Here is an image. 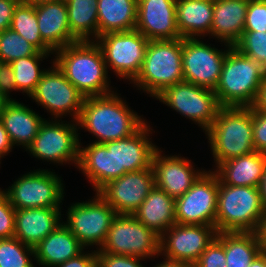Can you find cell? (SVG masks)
I'll use <instances>...</instances> for the list:
<instances>
[{
    "label": "cell",
    "instance_id": "1",
    "mask_svg": "<svg viewBox=\"0 0 266 267\" xmlns=\"http://www.w3.org/2000/svg\"><path fill=\"white\" fill-rule=\"evenodd\" d=\"M117 91L86 97L77 119L78 129L89 132L94 143H107L131 136L145 123Z\"/></svg>",
    "mask_w": 266,
    "mask_h": 267
},
{
    "label": "cell",
    "instance_id": "2",
    "mask_svg": "<svg viewBox=\"0 0 266 267\" xmlns=\"http://www.w3.org/2000/svg\"><path fill=\"white\" fill-rule=\"evenodd\" d=\"M53 63L85 97L113 92L101 48L96 41H77L54 52Z\"/></svg>",
    "mask_w": 266,
    "mask_h": 267
},
{
    "label": "cell",
    "instance_id": "3",
    "mask_svg": "<svg viewBox=\"0 0 266 267\" xmlns=\"http://www.w3.org/2000/svg\"><path fill=\"white\" fill-rule=\"evenodd\" d=\"M214 160V169L226 160L255 151L251 107H221L204 133Z\"/></svg>",
    "mask_w": 266,
    "mask_h": 267
},
{
    "label": "cell",
    "instance_id": "4",
    "mask_svg": "<svg viewBox=\"0 0 266 267\" xmlns=\"http://www.w3.org/2000/svg\"><path fill=\"white\" fill-rule=\"evenodd\" d=\"M266 72L252 58L232 46L222 66L214 92L221 107H250Z\"/></svg>",
    "mask_w": 266,
    "mask_h": 267
},
{
    "label": "cell",
    "instance_id": "5",
    "mask_svg": "<svg viewBox=\"0 0 266 267\" xmlns=\"http://www.w3.org/2000/svg\"><path fill=\"white\" fill-rule=\"evenodd\" d=\"M265 214L258 187L226 185L219 180L217 233H259Z\"/></svg>",
    "mask_w": 266,
    "mask_h": 267
},
{
    "label": "cell",
    "instance_id": "6",
    "mask_svg": "<svg viewBox=\"0 0 266 267\" xmlns=\"http://www.w3.org/2000/svg\"><path fill=\"white\" fill-rule=\"evenodd\" d=\"M181 82H184L182 38L149 41L142 68L131 84L155 98L165 88Z\"/></svg>",
    "mask_w": 266,
    "mask_h": 267
},
{
    "label": "cell",
    "instance_id": "7",
    "mask_svg": "<svg viewBox=\"0 0 266 267\" xmlns=\"http://www.w3.org/2000/svg\"><path fill=\"white\" fill-rule=\"evenodd\" d=\"M77 121L45 119L38 134L25 150L38 160L55 165L71 164L77 168L81 133Z\"/></svg>",
    "mask_w": 266,
    "mask_h": 267
},
{
    "label": "cell",
    "instance_id": "8",
    "mask_svg": "<svg viewBox=\"0 0 266 267\" xmlns=\"http://www.w3.org/2000/svg\"><path fill=\"white\" fill-rule=\"evenodd\" d=\"M62 177L50 169L30 170L6 189H1L15 210L62 207L65 185Z\"/></svg>",
    "mask_w": 266,
    "mask_h": 267
},
{
    "label": "cell",
    "instance_id": "9",
    "mask_svg": "<svg viewBox=\"0 0 266 267\" xmlns=\"http://www.w3.org/2000/svg\"><path fill=\"white\" fill-rule=\"evenodd\" d=\"M66 211V221L62 223L86 249L97 246L96 250L105 243L111 223L117 215L98 192L88 201L73 202Z\"/></svg>",
    "mask_w": 266,
    "mask_h": 267
},
{
    "label": "cell",
    "instance_id": "10",
    "mask_svg": "<svg viewBox=\"0 0 266 267\" xmlns=\"http://www.w3.org/2000/svg\"><path fill=\"white\" fill-rule=\"evenodd\" d=\"M96 252L128 255L145 260L159 258L160 236L133 215L117 214L103 246Z\"/></svg>",
    "mask_w": 266,
    "mask_h": 267
},
{
    "label": "cell",
    "instance_id": "11",
    "mask_svg": "<svg viewBox=\"0 0 266 267\" xmlns=\"http://www.w3.org/2000/svg\"><path fill=\"white\" fill-rule=\"evenodd\" d=\"M102 50L108 70L132 83L138 76L149 40L137 30L110 32L95 40Z\"/></svg>",
    "mask_w": 266,
    "mask_h": 267
},
{
    "label": "cell",
    "instance_id": "12",
    "mask_svg": "<svg viewBox=\"0 0 266 267\" xmlns=\"http://www.w3.org/2000/svg\"><path fill=\"white\" fill-rule=\"evenodd\" d=\"M155 99L191 120L204 133L221 108L214 90L185 81L165 88Z\"/></svg>",
    "mask_w": 266,
    "mask_h": 267
},
{
    "label": "cell",
    "instance_id": "13",
    "mask_svg": "<svg viewBox=\"0 0 266 267\" xmlns=\"http://www.w3.org/2000/svg\"><path fill=\"white\" fill-rule=\"evenodd\" d=\"M50 63L51 66L29 98L47 110L52 119H62L69 115L72 116L70 119L77 121L86 97L67 80L53 59Z\"/></svg>",
    "mask_w": 266,
    "mask_h": 267
},
{
    "label": "cell",
    "instance_id": "14",
    "mask_svg": "<svg viewBox=\"0 0 266 267\" xmlns=\"http://www.w3.org/2000/svg\"><path fill=\"white\" fill-rule=\"evenodd\" d=\"M202 38H182V65L184 81L215 90L229 44L220 42L224 49H218ZM213 45V46H211Z\"/></svg>",
    "mask_w": 266,
    "mask_h": 267
},
{
    "label": "cell",
    "instance_id": "15",
    "mask_svg": "<svg viewBox=\"0 0 266 267\" xmlns=\"http://www.w3.org/2000/svg\"><path fill=\"white\" fill-rule=\"evenodd\" d=\"M218 189V176L211 169L206 170L190 189L175 199L176 223L215 227Z\"/></svg>",
    "mask_w": 266,
    "mask_h": 267
},
{
    "label": "cell",
    "instance_id": "16",
    "mask_svg": "<svg viewBox=\"0 0 266 267\" xmlns=\"http://www.w3.org/2000/svg\"><path fill=\"white\" fill-rule=\"evenodd\" d=\"M217 235L214 226L173 224L160 236V255L195 264Z\"/></svg>",
    "mask_w": 266,
    "mask_h": 267
},
{
    "label": "cell",
    "instance_id": "17",
    "mask_svg": "<svg viewBox=\"0 0 266 267\" xmlns=\"http://www.w3.org/2000/svg\"><path fill=\"white\" fill-rule=\"evenodd\" d=\"M152 167L127 172L109 181L99 191V195L115 210L116 214L132 215L154 188Z\"/></svg>",
    "mask_w": 266,
    "mask_h": 267
},
{
    "label": "cell",
    "instance_id": "18",
    "mask_svg": "<svg viewBox=\"0 0 266 267\" xmlns=\"http://www.w3.org/2000/svg\"><path fill=\"white\" fill-rule=\"evenodd\" d=\"M162 152L159 147L153 155L151 167L155 186L176 199L190 189L206 169L195 168V163L187 157L164 155Z\"/></svg>",
    "mask_w": 266,
    "mask_h": 267
},
{
    "label": "cell",
    "instance_id": "19",
    "mask_svg": "<svg viewBox=\"0 0 266 267\" xmlns=\"http://www.w3.org/2000/svg\"><path fill=\"white\" fill-rule=\"evenodd\" d=\"M175 14L176 0H138L135 30L149 41L182 38Z\"/></svg>",
    "mask_w": 266,
    "mask_h": 267
},
{
    "label": "cell",
    "instance_id": "20",
    "mask_svg": "<svg viewBox=\"0 0 266 267\" xmlns=\"http://www.w3.org/2000/svg\"><path fill=\"white\" fill-rule=\"evenodd\" d=\"M149 124L147 121L131 136L115 140L117 178L152 166L153 155L159 147L150 138L154 129Z\"/></svg>",
    "mask_w": 266,
    "mask_h": 267
},
{
    "label": "cell",
    "instance_id": "21",
    "mask_svg": "<svg viewBox=\"0 0 266 267\" xmlns=\"http://www.w3.org/2000/svg\"><path fill=\"white\" fill-rule=\"evenodd\" d=\"M80 142L78 171L84 174L98 192L109 181L117 178L115 160V141L104 144L91 142L84 145Z\"/></svg>",
    "mask_w": 266,
    "mask_h": 267
},
{
    "label": "cell",
    "instance_id": "22",
    "mask_svg": "<svg viewBox=\"0 0 266 267\" xmlns=\"http://www.w3.org/2000/svg\"><path fill=\"white\" fill-rule=\"evenodd\" d=\"M62 207L18 209L15 212L14 237L35 247L53 232L63 218Z\"/></svg>",
    "mask_w": 266,
    "mask_h": 267
},
{
    "label": "cell",
    "instance_id": "23",
    "mask_svg": "<svg viewBox=\"0 0 266 267\" xmlns=\"http://www.w3.org/2000/svg\"><path fill=\"white\" fill-rule=\"evenodd\" d=\"M34 6L40 36L54 52L78 41L70 31L66 2L51 0Z\"/></svg>",
    "mask_w": 266,
    "mask_h": 267
},
{
    "label": "cell",
    "instance_id": "24",
    "mask_svg": "<svg viewBox=\"0 0 266 267\" xmlns=\"http://www.w3.org/2000/svg\"><path fill=\"white\" fill-rule=\"evenodd\" d=\"M29 105L17 100L6 101L1 114V122L4 125L13 146H22L24 150L32 143L38 134L42 118Z\"/></svg>",
    "mask_w": 266,
    "mask_h": 267
},
{
    "label": "cell",
    "instance_id": "25",
    "mask_svg": "<svg viewBox=\"0 0 266 267\" xmlns=\"http://www.w3.org/2000/svg\"><path fill=\"white\" fill-rule=\"evenodd\" d=\"M249 0H214L210 37L234 46L243 35Z\"/></svg>",
    "mask_w": 266,
    "mask_h": 267
},
{
    "label": "cell",
    "instance_id": "26",
    "mask_svg": "<svg viewBox=\"0 0 266 267\" xmlns=\"http://www.w3.org/2000/svg\"><path fill=\"white\" fill-rule=\"evenodd\" d=\"M266 169L264 153L254 151L220 163L212 171L226 185L259 187Z\"/></svg>",
    "mask_w": 266,
    "mask_h": 267
},
{
    "label": "cell",
    "instance_id": "27",
    "mask_svg": "<svg viewBox=\"0 0 266 267\" xmlns=\"http://www.w3.org/2000/svg\"><path fill=\"white\" fill-rule=\"evenodd\" d=\"M86 248L63 224L47 235L34 247L35 264L40 267H54L78 256Z\"/></svg>",
    "mask_w": 266,
    "mask_h": 267
},
{
    "label": "cell",
    "instance_id": "28",
    "mask_svg": "<svg viewBox=\"0 0 266 267\" xmlns=\"http://www.w3.org/2000/svg\"><path fill=\"white\" fill-rule=\"evenodd\" d=\"M214 0H176V23L182 38H210Z\"/></svg>",
    "mask_w": 266,
    "mask_h": 267
},
{
    "label": "cell",
    "instance_id": "29",
    "mask_svg": "<svg viewBox=\"0 0 266 267\" xmlns=\"http://www.w3.org/2000/svg\"><path fill=\"white\" fill-rule=\"evenodd\" d=\"M132 215L158 236H161L176 223L175 198L154 186Z\"/></svg>",
    "mask_w": 266,
    "mask_h": 267
},
{
    "label": "cell",
    "instance_id": "30",
    "mask_svg": "<svg viewBox=\"0 0 266 267\" xmlns=\"http://www.w3.org/2000/svg\"><path fill=\"white\" fill-rule=\"evenodd\" d=\"M138 0H98V37L135 30Z\"/></svg>",
    "mask_w": 266,
    "mask_h": 267
},
{
    "label": "cell",
    "instance_id": "31",
    "mask_svg": "<svg viewBox=\"0 0 266 267\" xmlns=\"http://www.w3.org/2000/svg\"><path fill=\"white\" fill-rule=\"evenodd\" d=\"M226 267H249L263 250L257 232H223Z\"/></svg>",
    "mask_w": 266,
    "mask_h": 267
},
{
    "label": "cell",
    "instance_id": "32",
    "mask_svg": "<svg viewBox=\"0 0 266 267\" xmlns=\"http://www.w3.org/2000/svg\"><path fill=\"white\" fill-rule=\"evenodd\" d=\"M98 0H68L67 17L71 34L78 41H95L98 37Z\"/></svg>",
    "mask_w": 266,
    "mask_h": 267
},
{
    "label": "cell",
    "instance_id": "33",
    "mask_svg": "<svg viewBox=\"0 0 266 267\" xmlns=\"http://www.w3.org/2000/svg\"><path fill=\"white\" fill-rule=\"evenodd\" d=\"M53 54L39 51L36 55L19 58L10 63L13 67L14 81L18 92L30 97L43 74L47 71V68L41 69L40 62L49 57L52 58L51 55Z\"/></svg>",
    "mask_w": 266,
    "mask_h": 267
},
{
    "label": "cell",
    "instance_id": "34",
    "mask_svg": "<svg viewBox=\"0 0 266 267\" xmlns=\"http://www.w3.org/2000/svg\"><path fill=\"white\" fill-rule=\"evenodd\" d=\"M9 28L24 37L39 51L44 53H54L40 36L34 4L19 3L15 8Z\"/></svg>",
    "mask_w": 266,
    "mask_h": 267
},
{
    "label": "cell",
    "instance_id": "35",
    "mask_svg": "<svg viewBox=\"0 0 266 267\" xmlns=\"http://www.w3.org/2000/svg\"><path fill=\"white\" fill-rule=\"evenodd\" d=\"M32 259L35 260L33 247L15 237L0 239V267H37Z\"/></svg>",
    "mask_w": 266,
    "mask_h": 267
},
{
    "label": "cell",
    "instance_id": "36",
    "mask_svg": "<svg viewBox=\"0 0 266 267\" xmlns=\"http://www.w3.org/2000/svg\"><path fill=\"white\" fill-rule=\"evenodd\" d=\"M38 52L33 44L12 29L0 32V62L10 64L14 60L33 56Z\"/></svg>",
    "mask_w": 266,
    "mask_h": 267
},
{
    "label": "cell",
    "instance_id": "37",
    "mask_svg": "<svg viewBox=\"0 0 266 267\" xmlns=\"http://www.w3.org/2000/svg\"><path fill=\"white\" fill-rule=\"evenodd\" d=\"M234 47L242 54L256 60L266 72V32L243 31L242 37Z\"/></svg>",
    "mask_w": 266,
    "mask_h": 267
},
{
    "label": "cell",
    "instance_id": "38",
    "mask_svg": "<svg viewBox=\"0 0 266 267\" xmlns=\"http://www.w3.org/2000/svg\"><path fill=\"white\" fill-rule=\"evenodd\" d=\"M226 258L223 247V232L216 237L200 255L194 267H226Z\"/></svg>",
    "mask_w": 266,
    "mask_h": 267
},
{
    "label": "cell",
    "instance_id": "39",
    "mask_svg": "<svg viewBox=\"0 0 266 267\" xmlns=\"http://www.w3.org/2000/svg\"><path fill=\"white\" fill-rule=\"evenodd\" d=\"M244 31L266 32V1L249 0Z\"/></svg>",
    "mask_w": 266,
    "mask_h": 267
},
{
    "label": "cell",
    "instance_id": "40",
    "mask_svg": "<svg viewBox=\"0 0 266 267\" xmlns=\"http://www.w3.org/2000/svg\"><path fill=\"white\" fill-rule=\"evenodd\" d=\"M15 212L7 195L0 189V239L14 237Z\"/></svg>",
    "mask_w": 266,
    "mask_h": 267
},
{
    "label": "cell",
    "instance_id": "41",
    "mask_svg": "<svg viewBox=\"0 0 266 267\" xmlns=\"http://www.w3.org/2000/svg\"><path fill=\"white\" fill-rule=\"evenodd\" d=\"M96 255L97 267H146L142 263L145 259L136 256L116 255L106 252H96Z\"/></svg>",
    "mask_w": 266,
    "mask_h": 267
},
{
    "label": "cell",
    "instance_id": "42",
    "mask_svg": "<svg viewBox=\"0 0 266 267\" xmlns=\"http://www.w3.org/2000/svg\"><path fill=\"white\" fill-rule=\"evenodd\" d=\"M253 116V145L255 151H266V112L252 109Z\"/></svg>",
    "mask_w": 266,
    "mask_h": 267
},
{
    "label": "cell",
    "instance_id": "43",
    "mask_svg": "<svg viewBox=\"0 0 266 267\" xmlns=\"http://www.w3.org/2000/svg\"><path fill=\"white\" fill-rule=\"evenodd\" d=\"M13 91H18L14 81L13 67L9 63L0 62V97L6 101L16 100L11 98Z\"/></svg>",
    "mask_w": 266,
    "mask_h": 267
},
{
    "label": "cell",
    "instance_id": "44",
    "mask_svg": "<svg viewBox=\"0 0 266 267\" xmlns=\"http://www.w3.org/2000/svg\"><path fill=\"white\" fill-rule=\"evenodd\" d=\"M54 267H97L96 250L90 249L89 251L85 249L78 256Z\"/></svg>",
    "mask_w": 266,
    "mask_h": 267
},
{
    "label": "cell",
    "instance_id": "45",
    "mask_svg": "<svg viewBox=\"0 0 266 267\" xmlns=\"http://www.w3.org/2000/svg\"><path fill=\"white\" fill-rule=\"evenodd\" d=\"M18 4L15 0H0V32L10 27L15 8Z\"/></svg>",
    "mask_w": 266,
    "mask_h": 267
},
{
    "label": "cell",
    "instance_id": "46",
    "mask_svg": "<svg viewBox=\"0 0 266 267\" xmlns=\"http://www.w3.org/2000/svg\"><path fill=\"white\" fill-rule=\"evenodd\" d=\"M252 109L262 110L266 112V77L257 91L256 98L250 106Z\"/></svg>",
    "mask_w": 266,
    "mask_h": 267
},
{
    "label": "cell",
    "instance_id": "47",
    "mask_svg": "<svg viewBox=\"0 0 266 267\" xmlns=\"http://www.w3.org/2000/svg\"><path fill=\"white\" fill-rule=\"evenodd\" d=\"M13 148L15 147L12 145L8 133L0 121V155L5 158V156L12 152Z\"/></svg>",
    "mask_w": 266,
    "mask_h": 267
},
{
    "label": "cell",
    "instance_id": "48",
    "mask_svg": "<svg viewBox=\"0 0 266 267\" xmlns=\"http://www.w3.org/2000/svg\"><path fill=\"white\" fill-rule=\"evenodd\" d=\"M163 258V261L157 263L155 266L153 265V267H193L194 265L188 262H184V261H176V260H169L167 258Z\"/></svg>",
    "mask_w": 266,
    "mask_h": 267
},
{
    "label": "cell",
    "instance_id": "49",
    "mask_svg": "<svg viewBox=\"0 0 266 267\" xmlns=\"http://www.w3.org/2000/svg\"><path fill=\"white\" fill-rule=\"evenodd\" d=\"M259 192H260V195H261V202H262V205H263V209L266 213V169H265V172H264V175L260 181V184H259Z\"/></svg>",
    "mask_w": 266,
    "mask_h": 267
},
{
    "label": "cell",
    "instance_id": "50",
    "mask_svg": "<svg viewBox=\"0 0 266 267\" xmlns=\"http://www.w3.org/2000/svg\"><path fill=\"white\" fill-rule=\"evenodd\" d=\"M249 267H266V250H262L251 262Z\"/></svg>",
    "mask_w": 266,
    "mask_h": 267
},
{
    "label": "cell",
    "instance_id": "51",
    "mask_svg": "<svg viewBox=\"0 0 266 267\" xmlns=\"http://www.w3.org/2000/svg\"><path fill=\"white\" fill-rule=\"evenodd\" d=\"M259 235L261 238V244L263 246V249L266 250V214L263 219V222H262V225L259 231Z\"/></svg>",
    "mask_w": 266,
    "mask_h": 267
},
{
    "label": "cell",
    "instance_id": "52",
    "mask_svg": "<svg viewBox=\"0 0 266 267\" xmlns=\"http://www.w3.org/2000/svg\"><path fill=\"white\" fill-rule=\"evenodd\" d=\"M5 103H6V100L4 98L0 97V121H1L2 109L5 105Z\"/></svg>",
    "mask_w": 266,
    "mask_h": 267
},
{
    "label": "cell",
    "instance_id": "53",
    "mask_svg": "<svg viewBox=\"0 0 266 267\" xmlns=\"http://www.w3.org/2000/svg\"><path fill=\"white\" fill-rule=\"evenodd\" d=\"M46 1H51V0H28L29 4H38L41 2H46Z\"/></svg>",
    "mask_w": 266,
    "mask_h": 267
},
{
    "label": "cell",
    "instance_id": "54",
    "mask_svg": "<svg viewBox=\"0 0 266 267\" xmlns=\"http://www.w3.org/2000/svg\"><path fill=\"white\" fill-rule=\"evenodd\" d=\"M18 3H28V0H15Z\"/></svg>",
    "mask_w": 266,
    "mask_h": 267
},
{
    "label": "cell",
    "instance_id": "55",
    "mask_svg": "<svg viewBox=\"0 0 266 267\" xmlns=\"http://www.w3.org/2000/svg\"><path fill=\"white\" fill-rule=\"evenodd\" d=\"M3 158H4V157L0 155V164H1V161L3 160ZM1 159H2V160H1ZM0 189H2V188L0 187Z\"/></svg>",
    "mask_w": 266,
    "mask_h": 267
}]
</instances>
